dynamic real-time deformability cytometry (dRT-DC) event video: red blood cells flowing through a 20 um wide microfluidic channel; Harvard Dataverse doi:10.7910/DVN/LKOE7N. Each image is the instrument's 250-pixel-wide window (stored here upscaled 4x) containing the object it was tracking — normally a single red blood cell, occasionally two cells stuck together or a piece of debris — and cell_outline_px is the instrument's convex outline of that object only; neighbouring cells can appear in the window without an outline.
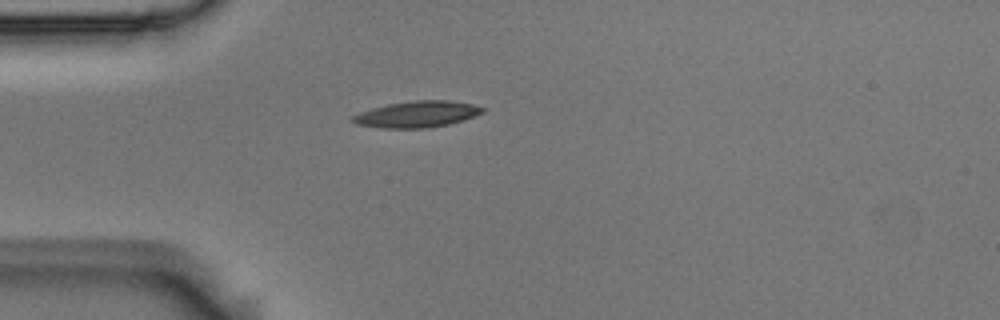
{"species": "Egyptian fruit bat (a non-hibernating species)", "species_latin": "Rousettus aegyptiacus", "temperature_condition": "room temperature", "stored_images_in_passage": 2, "camera_frame_rate_fps": 3000, "um_per_image_px": 0.085, "animal": {"sex": "male"}, "frame": {"image": 1, "passage_image": 1, "time_ms": 0.0, "image_size_px": [1000, 320], "cell_outline_px": [[484, 112], [448, 124], [424, 128], [380, 128], [356, 124], [348, 120], [352, 116], [360, 112], [372, 108], [388, 104], [416, 100], [448, 100], [472, 104], [484, 108]], "centroid_in_image_um": [35.37, 9.71], "position_along_channel_um": 49.6, "area_um2": 19.71}}